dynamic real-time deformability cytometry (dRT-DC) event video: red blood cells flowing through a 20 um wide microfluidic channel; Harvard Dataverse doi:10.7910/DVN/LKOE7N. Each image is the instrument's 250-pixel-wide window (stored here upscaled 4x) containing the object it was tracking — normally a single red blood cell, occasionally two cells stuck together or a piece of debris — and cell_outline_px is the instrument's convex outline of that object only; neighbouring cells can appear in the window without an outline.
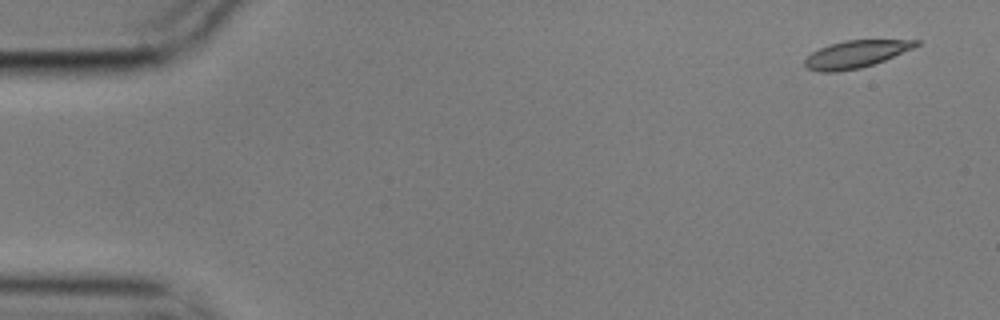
{"species": "common noctule bat (a hibernating species)", "species_latin": "Nyctalus noctula", "temperature_condition": "cold", "stored_images_in_passage": 55, "camera_frame_rate_fps": 3000, "um_per_image_px": 0.085, "animal": {"sex": "male", "body_mass_g": 17.9}, "frame": {"image": 1, "passage_image": 1, "time_ms": 0.0, "image_size_px": [1000, 320], "cell_outline_px": [[920, 44], [912, 48], [884, 60], [860, 68], [836, 72], [820, 72], [808, 68], [804, 64], [804, 60], [812, 52], [820, 48], [844, 40], [920, 40]], "centroid_in_image_um": [72.72, 4.6], "position_along_channel_um": 12.3, "area_um2": 17.4}}
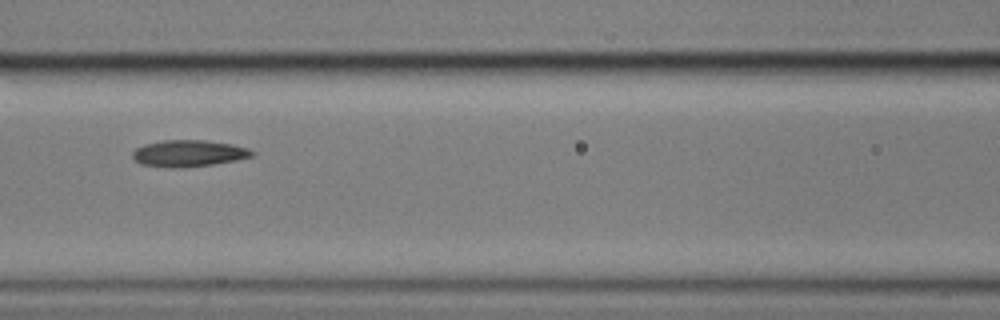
{"frame": {"image": 2, "passage_image": 23, "time_ms": 7.333, "image_size_px": [1000, 320], "cell_outline_px": [[256, 152], [252, 156], [236, 160], [212, 164], [180, 168], [168, 168], [140, 164], [132, 156], [132, 152], [136, 148], [144, 144], [164, 140], [204, 140], [232, 144], [248, 148]], "centroid_in_image_um": [16.02, 13.03], "position_along_channel_um": 150.6, "area_um2": 18.55}}
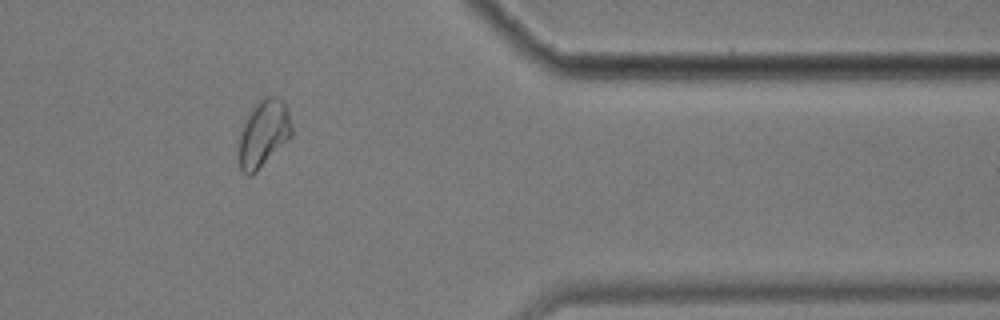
{"frame": {"image": 3, "passage_image": 45, "time_ms": 14.667, "image_size_px": [1000, 320], "cell_outline_px": [[292, 136], [252, 176], [248, 176], [240, 168], [240, 128], [248, 112], [264, 96], [276, 96], [284, 100], [288, 108], [292, 128]], "centroid_in_image_um": [22.42, 11.31], "position_along_channel_um": 389.0, "area_um2": 20.75}, "authors_computed_cell_mechanics": {"area_um2": 18.5538, "velocity_mm_per_s": 3.5156, "shape_relaxation_time_tau1_ms": 4.0303, "shape_relaxation_time_tau2_ms": 4.0658, "deformation_change_tau1": 0.1191, "deformation_change_tau2": 0.0913}}